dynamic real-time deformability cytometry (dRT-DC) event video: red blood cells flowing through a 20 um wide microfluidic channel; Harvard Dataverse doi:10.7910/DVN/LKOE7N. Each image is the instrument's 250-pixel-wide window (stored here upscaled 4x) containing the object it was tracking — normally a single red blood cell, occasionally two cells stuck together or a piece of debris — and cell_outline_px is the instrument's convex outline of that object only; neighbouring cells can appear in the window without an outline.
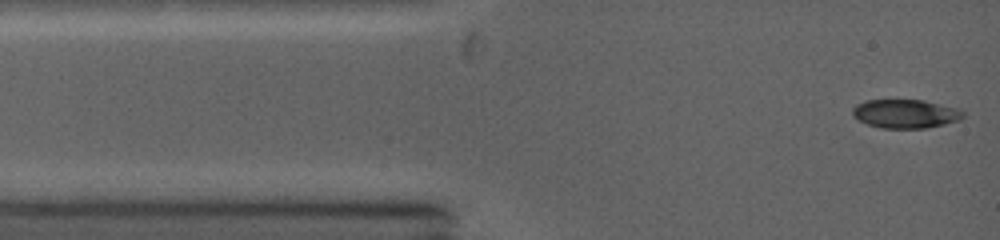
{"species": "common noctule bat (a hibernating species)", "species_latin": "Nyctalus noctula", "temperature_condition": "warm", "stored_images_in_passage": 24, "camera_frame_rate_fps": 5000, "um_per_image_px": 0.085, "animal": {"sex": "female", "body_mass_g": 19.0, "forearm_length_mm": 53.3}, "frame": {"image": 1, "passage_image": 1, "time_ms": 0.0, "image_size_px": [1000, 240], "cell_outline_px": [[964, 116], [960, 120], [944, 124], [924, 128], [880, 128], [868, 124], [852, 116], [852, 108], [856, 104], [868, 100], [924, 100], [960, 108], [964, 112]], "centroid_in_image_um": [76.98, 9.66], "position_along_channel_um": 8.0, "area_um2": 18.61}}
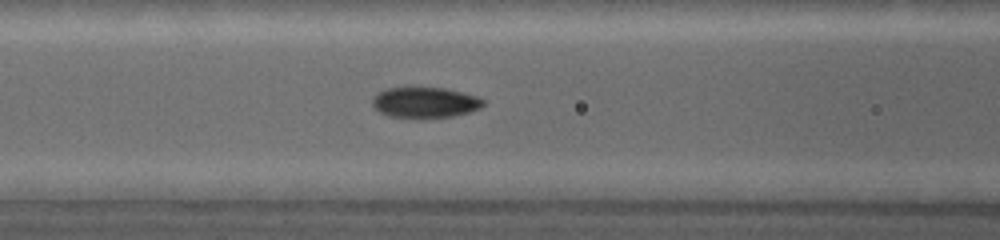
{"frame": {"image": 2, "passage_image": 10, "time_ms": 4.0, "image_size_px": [1000, 240], "cell_outline_px": [[484, 104], [480, 108], [472, 112], [452, 116], [420, 120], [412, 120], [388, 116], [380, 112], [372, 104], [372, 100], [380, 92], [388, 88], [440, 88], [460, 92], [476, 96], [484, 100]], "centroid_in_image_um": [36.13, 8.77], "position_along_channel_um": 130.5, "area_um2": 20.06}}
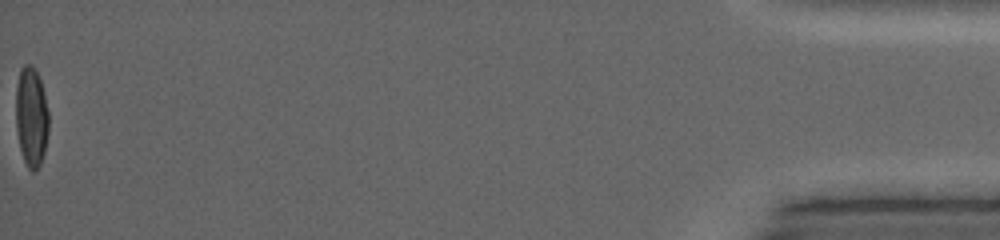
{"frame": {"image": 3, "passage_image": 24, "time_ms": 14.4, "image_size_px": [1000, 240], "cell_outline_px": [[48, 132], [44, 152], [40, 164], [32, 172], [28, 168], [24, 160], [20, 148], [16, 128], [16, 88], [20, 68], [24, 64], [32, 64], [36, 68], [44, 92], [48, 112]], "centroid_in_image_um": [2.66, 9.88], "position_along_channel_um": 432.5, "area_um2": 19.13}, "authors_computed_cell_mechanics": {"area_um2": 19.4208, "velocity_mm_per_s": 4.3688, "shape_relaxation_time_tau1_ms": 7.2559, "shape_relaxation_time_tau2_ms": 1.1127, "deformation_change_tau1": 0.2474, "deformation_change_tau2": 0.0286}}